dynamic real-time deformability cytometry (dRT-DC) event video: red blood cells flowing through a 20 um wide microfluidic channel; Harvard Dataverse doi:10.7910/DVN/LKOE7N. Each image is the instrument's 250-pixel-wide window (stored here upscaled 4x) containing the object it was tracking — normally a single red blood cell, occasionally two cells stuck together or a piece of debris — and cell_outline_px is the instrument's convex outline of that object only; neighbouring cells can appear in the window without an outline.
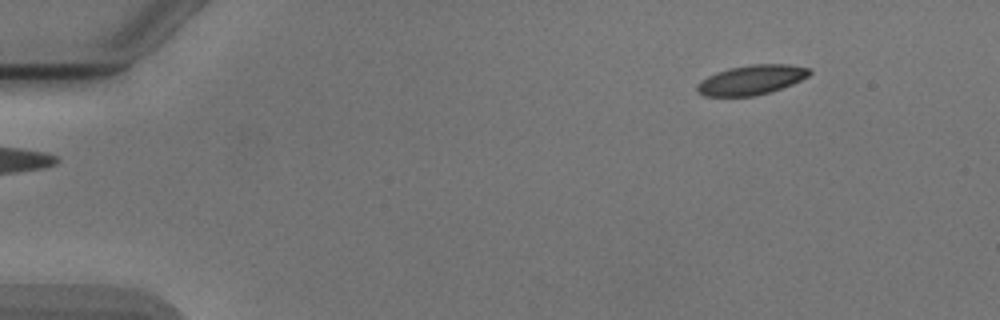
{"species": "Egyptian fruit bat (a non-hibernating species)", "species_latin": "Rousettus aegyptiacus", "temperature_condition": "cold", "stored_images_in_passage": 46, "camera_frame_rate_fps": 3000, "um_per_image_px": 0.085, "animal": {"sex": "male"}, "frame": {"image": 1, "passage_image": 1, "time_ms": 0.0, "image_size_px": [1000, 320], "cell_outline_px": [[812, 72], [808, 76], [792, 84], [768, 92], [752, 96], [704, 96], [696, 92], [696, 84], [700, 80], [716, 72], [728, 68], [752, 64], [788, 64], [808, 68]], "centroid_in_image_um": [63.82, 6.78], "position_along_channel_um": 21.2, "area_um2": 19.36}}
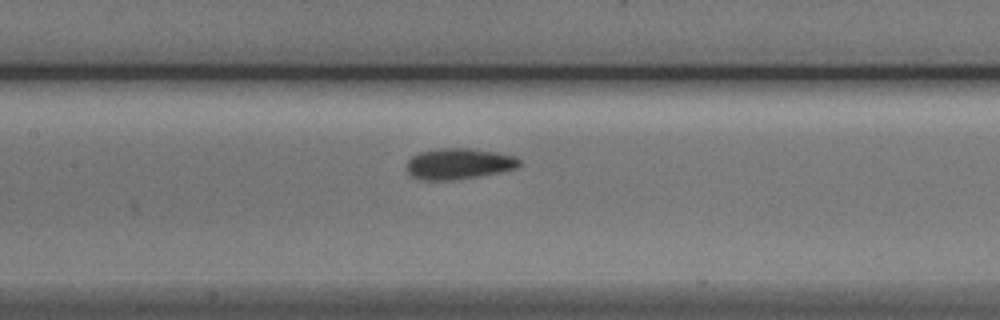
{"frame": {"image": 2, "passage_image": 20, "time_ms": 6.333, "image_size_px": [1000, 320], "cell_outline_px": [[520, 164], [516, 168], [500, 172], [480, 176], [456, 180], [416, 180], [408, 172], [408, 160], [412, 156], [420, 152], [436, 148], [468, 148], [496, 152], [516, 156], [520, 160]], "centroid_in_image_um": [38.99, 13.92], "position_along_channel_um": 168.4, "area_um2": 20.46}}
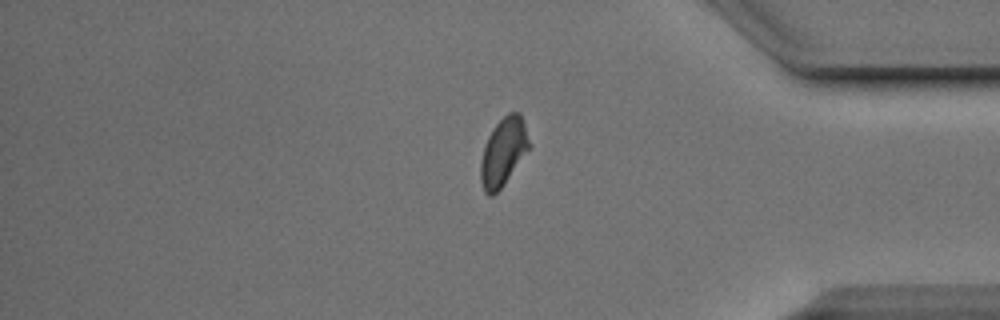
{"frame": {"image": 3, "passage_image": 39, "time_ms": 12.667, "image_size_px": [1000, 320], "cell_outline_px": [[528, 148], [500, 188], [492, 196], [488, 196], [484, 192], [480, 180], [480, 164], [484, 148], [488, 136], [496, 124], [508, 112], [520, 112], [524, 124], [528, 140]], "centroid_in_image_um": [42.73, 12.9], "position_along_channel_um": 392.5, "area_um2": 18.44}}